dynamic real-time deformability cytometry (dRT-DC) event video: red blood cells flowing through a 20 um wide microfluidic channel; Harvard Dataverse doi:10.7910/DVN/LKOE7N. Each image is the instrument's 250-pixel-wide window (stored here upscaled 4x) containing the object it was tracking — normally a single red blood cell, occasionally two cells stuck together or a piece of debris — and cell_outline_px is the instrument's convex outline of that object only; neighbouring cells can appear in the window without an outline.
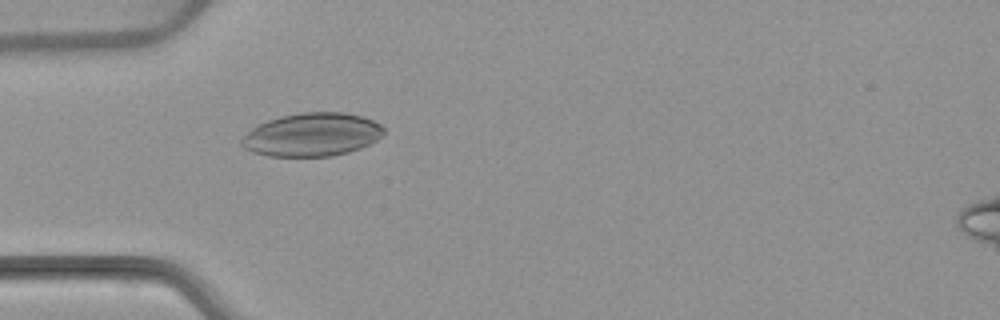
{"species": "common noctule bat (a hibernating species)", "species_latin": "Nyctalus noctula", "temperature_condition": "warm", "stored_images_in_passage": 53, "camera_frame_rate_fps": 3000, "um_per_image_px": 0.085, "animal": {"sex": "female", "body_mass_g": 22.7, "forearm_length_mm": 54.2}, "frame": {"image": 1, "passage_image": 16, "time_ms": 5.0, "image_size_px": [1000, 320], "cell_outline_px": [[384, 132], [376, 140], [360, 148], [348, 152], [332, 156], [268, 156], [252, 152], [244, 148], [240, 144], [240, 140], [252, 128], [268, 120], [280, 116], [300, 112], [344, 112], [364, 116], [380, 124], [384, 128]], "centroid_in_image_um": [26.51, 11.44], "position_along_channel_um": 58.5, "area_um2": 35.89}}
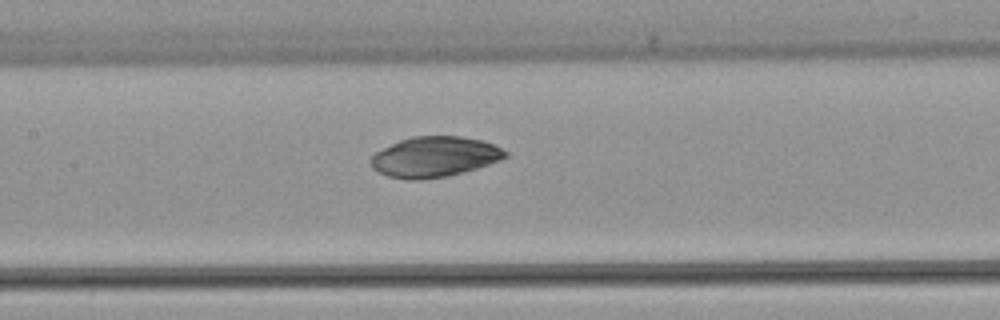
{"frame": {"image": 2, "passage_image": 25, "time_ms": 8.0, "image_size_px": [1000, 320], "cell_outline_px": [[508, 156], [500, 160], [476, 168], [448, 176], [420, 180], [408, 180], [388, 176], [372, 168], [372, 156], [376, 152], [400, 140], [412, 136], [460, 136], [480, 140], [492, 144], [508, 152]], "centroid_in_image_um": [36.94, 13.33], "position_along_channel_um": 170.5, "area_um2": 31.33}}
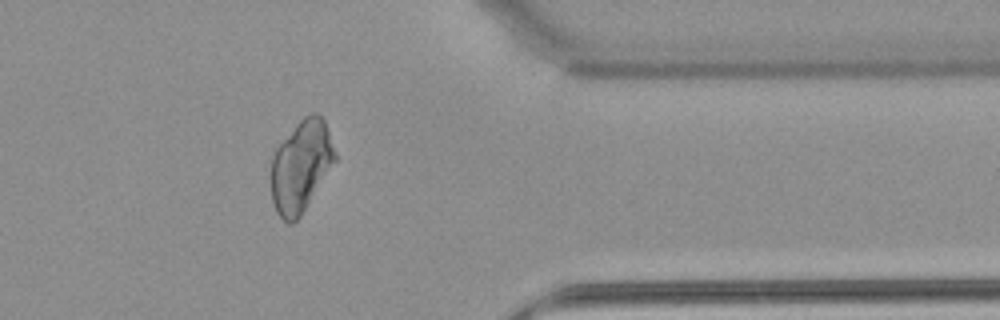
{"frame": {"image": 3, "passage_image": 43, "time_ms": 14.0, "image_size_px": [1000, 320], "cell_outline_px": [[336, 160], [300, 216], [292, 224], [288, 224], [276, 212], [272, 200], [272, 156], [276, 148], [296, 124], [304, 116], [312, 112], [316, 112], [324, 120], [336, 152]], "centroid_in_image_um": [25.58, 14.12], "position_along_channel_um": 385.8, "area_um2": 33.64}}